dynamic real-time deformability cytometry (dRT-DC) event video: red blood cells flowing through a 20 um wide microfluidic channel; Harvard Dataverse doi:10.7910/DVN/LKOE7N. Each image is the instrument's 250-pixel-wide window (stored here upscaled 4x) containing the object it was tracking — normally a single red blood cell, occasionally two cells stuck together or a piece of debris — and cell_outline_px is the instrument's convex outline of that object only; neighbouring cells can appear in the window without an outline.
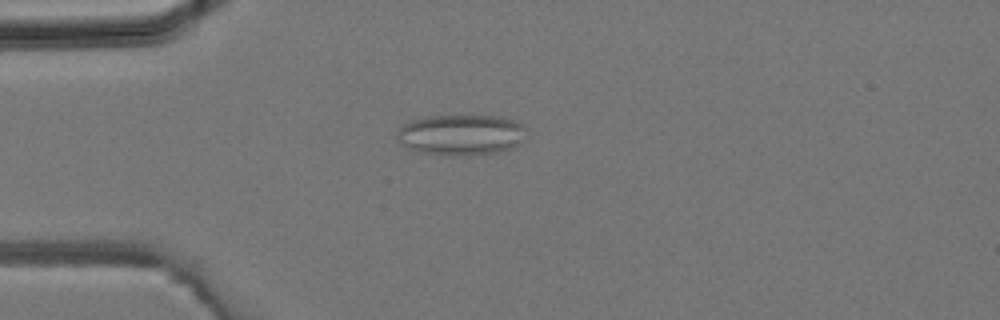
{"species": "common noctule bat (a hibernating species)", "species_latin": "Nyctalus noctula", "temperature_condition": "room temperature", "stored_images_in_passage": 42, "segment_of_instrument_passage": [1, 2], "camera_frame_rate_fps": 3000, "um_per_image_px": 0.085, "animal": {"sex": "male", "body_mass_g": 19.2, "forearm_length_mm": 51.8}, "frame": {"image": 1, "passage_image": 11, "time_ms": 3.333, "image_size_px": [1000, 320], "cell_outline_px": [[528, 128], [524, 140], [520, 144], [512, 148], [496, 152], [452, 156], [448, 156], [420, 152], [408, 148], [396, 136], [396, 132], [404, 124], [412, 120], [424, 116], [500, 116], [524, 124]], "centroid_in_image_um": [39.24, 11.45], "position_along_channel_um": 45.8, "area_um2": 30.87}}